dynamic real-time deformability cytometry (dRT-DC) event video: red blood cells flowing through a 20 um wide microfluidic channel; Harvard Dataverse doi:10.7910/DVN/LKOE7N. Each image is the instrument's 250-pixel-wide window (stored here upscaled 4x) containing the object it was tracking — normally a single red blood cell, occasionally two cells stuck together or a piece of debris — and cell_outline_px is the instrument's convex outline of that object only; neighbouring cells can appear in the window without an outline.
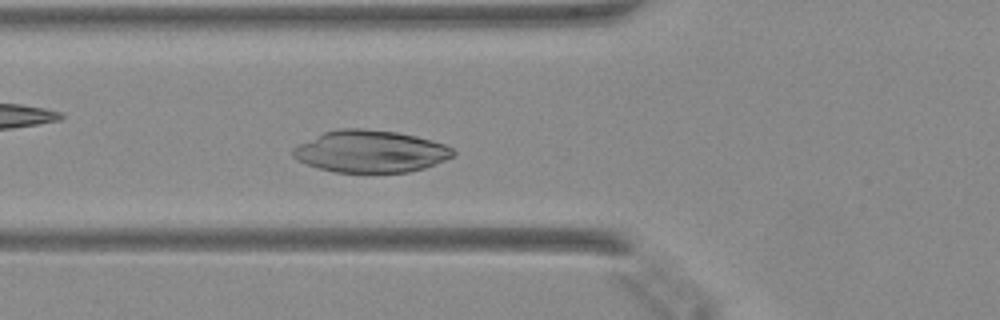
{"species": "Egyptian fruit bat (a non-hibernating species)", "species_latin": "Rousettus aegyptiacus", "temperature_condition": "warm", "stored_images_in_passage": 23, "camera_frame_rate_fps": 3000, "um_per_image_px": 0.085, "animal": {"sex": "female"}, "frame": {"image": 1, "passage_image": 16, "time_ms": 5.0, "image_size_px": [1000, 320], "cell_outline_px": [[456, 152], [452, 156], [444, 160], [424, 168], [408, 172], [336, 172], [320, 168], [296, 160], [292, 156], [292, 148], [324, 132], [340, 128], [360, 128], [396, 132], [416, 136], [432, 140], [444, 144], [452, 148]], "centroid_in_image_um": [31.48, 12.86], "position_along_channel_um": 94.3, "area_um2": 38.96}}
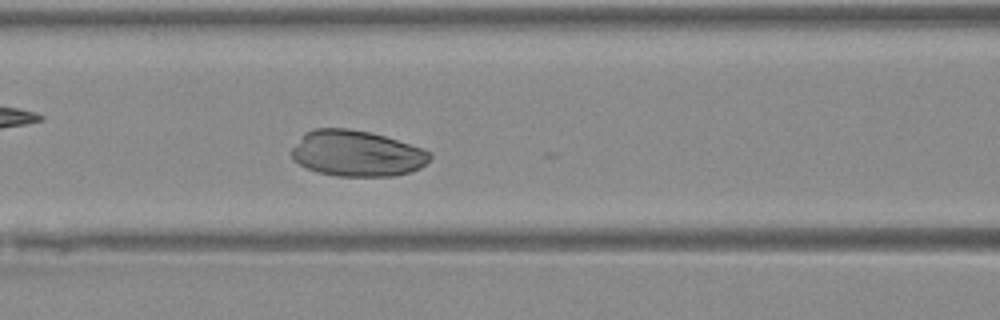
{"frame": {"image": 2, "passage_image": 19, "time_ms": 6.0, "image_size_px": [1000, 320], "cell_outline_px": [[432, 156], [420, 168], [408, 172], [392, 176], [336, 176], [316, 172], [292, 160], [292, 148], [304, 132], [316, 128], [348, 128], [368, 132], [384, 136], [424, 148], [432, 152]], "centroid_in_image_um": [30.32, 13.04], "position_along_channel_um": 136.3, "area_um2": 37.05}}
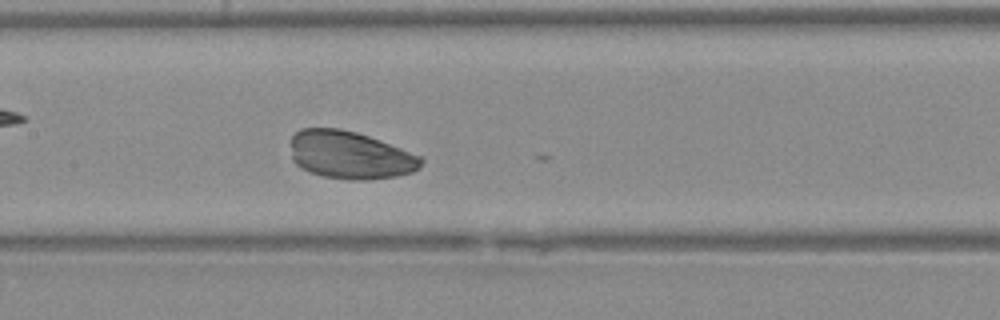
{"frame": {"image": 3, "passage_image": 22, "time_ms": 7.0, "image_size_px": [1000, 320], "cell_outline_px": [[424, 160], [420, 168], [412, 172], [396, 176], [368, 180], [348, 180], [324, 176], [308, 172], [300, 168], [292, 160], [292, 136], [300, 128], [340, 128], [356, 132], [368, 136], [424, 156]], "centroid_in_image_um": [29.78, 13.18], "position_along_channel_um": 177.6, "area_um2": 36.65}}